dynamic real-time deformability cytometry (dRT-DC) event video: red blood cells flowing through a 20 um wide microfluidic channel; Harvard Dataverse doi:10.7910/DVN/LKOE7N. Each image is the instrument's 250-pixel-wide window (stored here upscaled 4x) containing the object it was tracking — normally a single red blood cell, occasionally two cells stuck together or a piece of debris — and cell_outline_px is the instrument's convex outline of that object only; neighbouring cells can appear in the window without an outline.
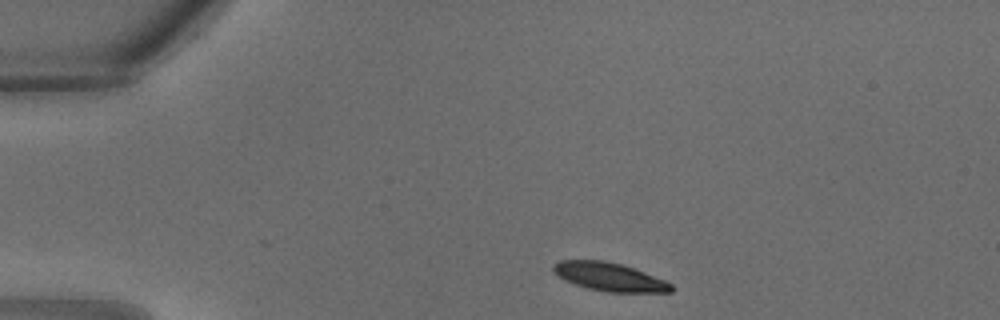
{"species": "common noctule bat (a hibernating species)", "species_latin": "Nyctalus noctula", "temperature_condition": "warm", "stored_images_in_passage": 27, "camera_frame_rate_fps": 3000, "um_per_image_px": 0.085, "animal": {"sex": "male", "body_mass_g": 18.8}, "frame": {"image": 1, "passage_image": 1, "time_ms": 0.0, "image_size_px": [1000, 320], "cell_outline_px": [[672, 292], [608, 292], [588, 288], [564, 280], [552, 272], [552, 264], [560, 260], [604, 260], [620, 264], [644, 272], [664, 280], [672, 284]], "centroid_in_image_um": [51.75, 23.52], "position_along_channel_um": 33.3, "area_um2": 19.36}}
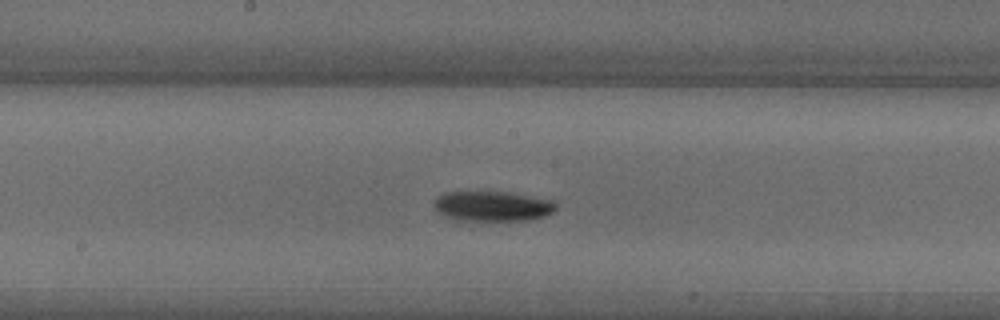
{"frame": {"image": 2, "passage_image": 12, "time_ms": 3.667, "image_size_px": [1000, 320], "cell_outline_px": [[556, 208], [552, 212], [544, 216], [524, 220], [456, 220], [436, 212], [432, 204], [436, 196], [444, 192], [508, 192], [556, 200]], "centroid_in_image_um": [41.83, 17.51], "position_along_channel_um": 206.4, "area_um2": 21.5}}
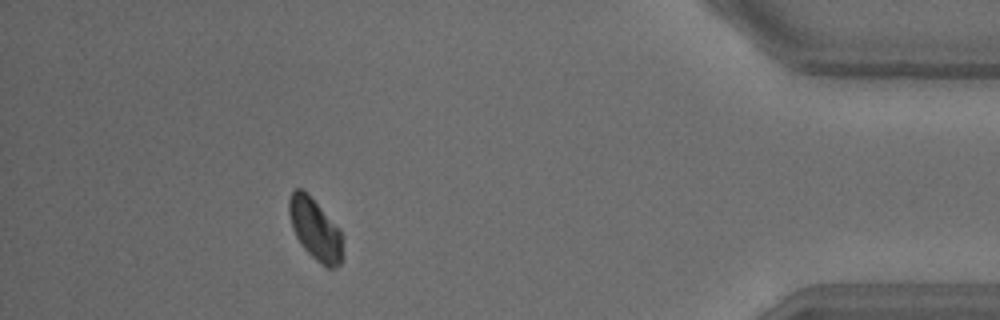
{"frame": {"image": 3, "passage_image": 24, "time_ms": 7.667, "image_size_px": [1000, 320], "cell_outline_px": [[344, 256], [340, 264], [332, 268], [328, 268], [316, 260], [300, 244], [292, 228], [288, 212], [288, 200], [292, 192], [296, 188], [300, 188], [340, 228], [344, 236]], "centroid_in_image_um": [26.83, 19.55], "position_along_channel_um": 408.4, "area_um2": 19.25}}